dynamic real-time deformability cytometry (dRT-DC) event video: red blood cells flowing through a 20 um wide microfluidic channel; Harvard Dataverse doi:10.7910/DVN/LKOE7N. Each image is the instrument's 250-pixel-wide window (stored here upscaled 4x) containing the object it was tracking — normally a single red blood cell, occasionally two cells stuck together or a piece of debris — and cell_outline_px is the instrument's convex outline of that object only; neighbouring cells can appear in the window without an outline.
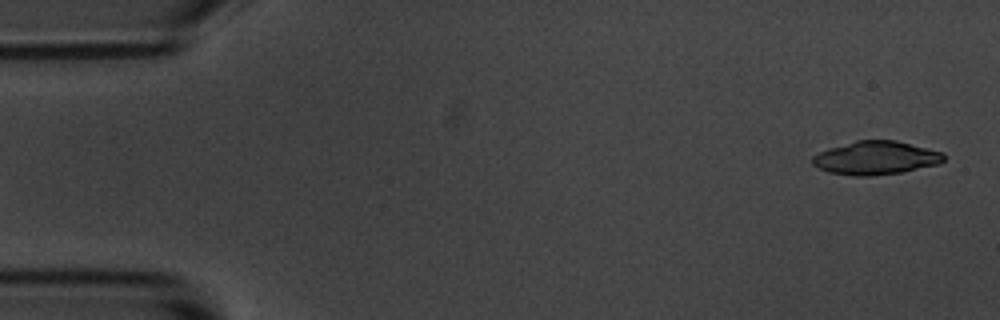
{"species": "common noctule bat (a hibernating species)", "species_latin": "Nyctalus noctula", "temperature_condition": "room temperature", "stored_images_in_passage": 8, "camera_frame_rate_fps": 3000, "um_per_image_px": 0.085, "animal": {"sex": "male", "body_mass_g": 20.1, "forearm_length_mm": 53.5}, "frame": {"image": 1, "passage_image": 1, "time_ms": 0.0, "image_size_px": [1000, 320], "cell_outline_px": [[944, 160], [940, 164], [900, 172], [872, 176], [852, 176], [828, 172], [812, 164], [812, 156], [828, 148], [856, 140], [896, 140], [944, 152]], "centroid_in_image_um": [74.44, 13.42], "position_along_channel_um": 10.6, "area_um2": 25.66}}